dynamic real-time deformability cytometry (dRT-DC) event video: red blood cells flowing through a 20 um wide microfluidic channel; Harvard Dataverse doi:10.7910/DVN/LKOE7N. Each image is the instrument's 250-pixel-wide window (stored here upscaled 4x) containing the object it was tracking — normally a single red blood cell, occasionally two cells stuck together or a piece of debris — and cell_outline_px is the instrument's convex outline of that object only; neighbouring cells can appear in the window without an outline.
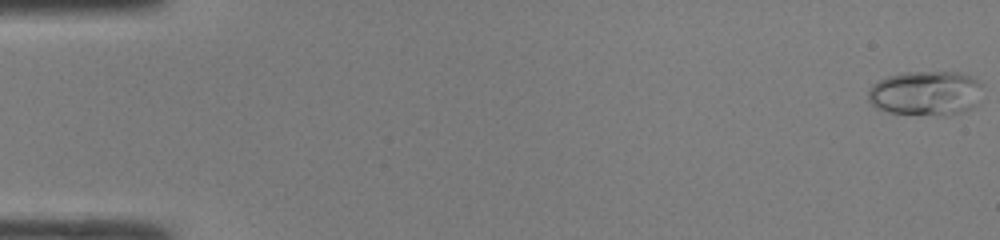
{"species": "common noctule bat (a hibernating species)", "species_latin": "Nyctalus noctula", "temperature_condition": "room temperature", "stored_images_in_passage": 48, "camera_frame_rate_fps": 3000, "um_per_image_px": 0.085, "animal": {"sex": "male", "body_mass_g": 19.0, "forearm_length_mm": 50.8}, "frame": {"image": 1, "passage_image": 1, "time_ms": 0.0, "image_size_px": [1000, 240], "cell_outline_px": [[980, 84], [976, 104], [960, 112], [944, 116], [888, 112], [876, 108], [868, 100], [868, 92], [872, 84], [888, 76], [904, 72], [956, 72], [968, 76], [976, 80]], "centroid_in_image_um": [78.61, 7.92], "position_along_channel_um": 6.4, "area_um2": 29.36}}
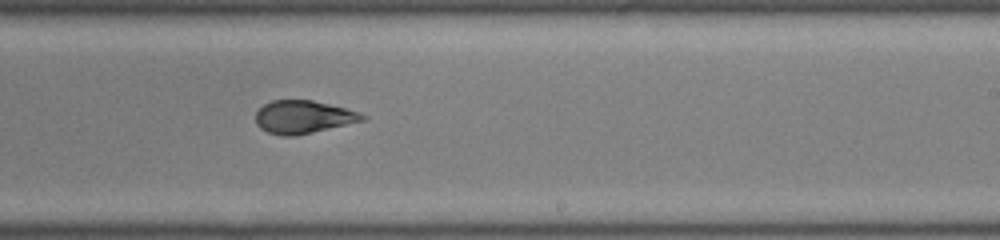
{"frame": {"image": 2, "passage_image": 30, "time_ms": 9.667, "image_size_px": [1000, 240], "cell_outline_px": [[368, 116], [364, 120], [296, 136], [280, 136], [268, 132], [260, 128], [256, 124], [256, 112], [264, 104], [272, 100], [312, 100], [360, 112]], "centroid_in_image_um": [25.76, 9.95], "position_along_channel_um": 263.2, "area_um2": 20.4}}
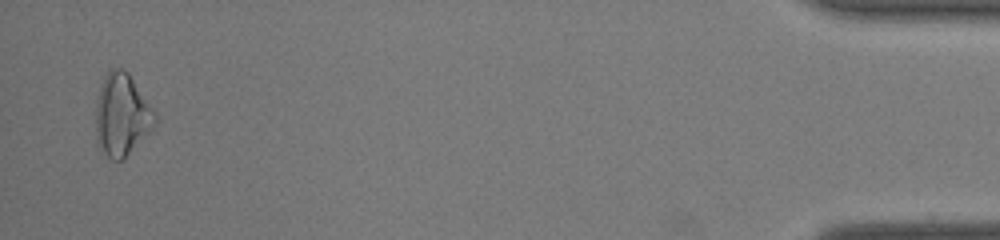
{"frame": {"image": 3, "passage_image": 47, "time_ms": 15.333, "image_size_px": [1000, 240], "cell_outline_px": [[156, 124], [120, 160], [112, 160], [96, 144], [96, 100], [100, 84], [108, 68], [124, 68], [128, 72], [156, 112]], "centroid_in_image_um": [10.33, 9.69], "position_along_channel_um": 424.9, "area_um2": 28.21}, "authors_computed_cell_mechanics": {"area_um2": 22.0218, "velocity_mm_per_s": 4.3106, "shape_relaxation_time_tau1_ms": null, "shape_relaxation_time_tau2_ms": 1.5823, "deformation_change_tau1": null, "deformation_change_tau2": 0.0464}}